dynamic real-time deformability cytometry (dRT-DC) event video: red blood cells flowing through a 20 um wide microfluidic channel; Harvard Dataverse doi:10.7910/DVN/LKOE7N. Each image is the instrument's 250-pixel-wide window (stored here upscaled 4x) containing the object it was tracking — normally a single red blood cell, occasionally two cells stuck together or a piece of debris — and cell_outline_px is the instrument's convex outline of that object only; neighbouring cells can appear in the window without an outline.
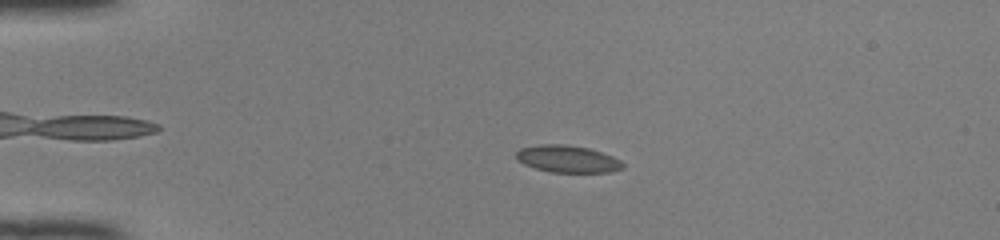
{"species": "common noctule bat (a hibernating species)", "species_latin": "Nyctalus noctula", "temperature_condition": "room temperature", "stored_images_in_passage": 49, "camera_frame_rate_fps": 3000, "um_per_image_px": 0.085, "animal": {"sex": "female", "body_mass_g": 22.0, "forearm_length_mm": 56.7}, "frame": {"image": 1, "passage_image": 11, "time_ms": 3.333, "image_size_px": [1000, 240], "cell_outline_px": [[624, 168], [608, 172], [552, 172], [536, 168], [524, 164], [516, 160], [516, 152], [520, 148], [540, 144], [560, 144], [588, 148], [612, 156], [620, 160], [624, 164]], "centroid_in_image_um": [48.22, 13.51], "position_along_channel_um": 36.8, "area_um2": 16.7}}
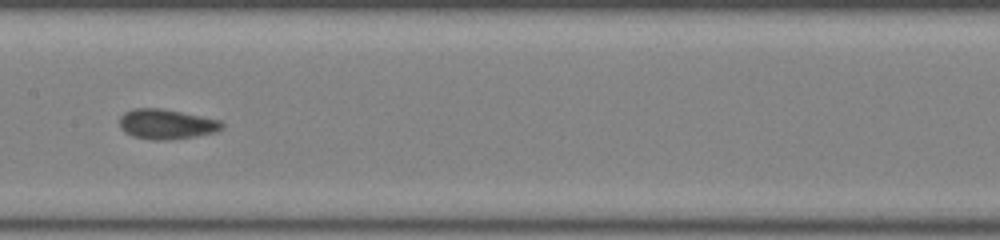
{"frame": {"image": 2, "passage_image": 26, "time_ms": 8.333, "image_size_px": [1000, 240], "cell_outline_px": [[224, 128], [216, 132], [196, 136], [164, 140], [152, 140], [132, 136], [124, 132], [120, 128], [120, 116], [124, 112], [132, 108], [160, 108], [220, 120], [224, 124]], "centroid_in_image_um": [14.13, 10.55], "position_along_channel_um": 193.3, "area_um2": 17.92}}
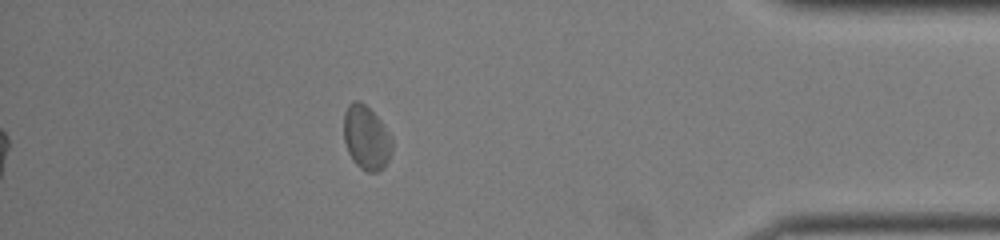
{"frame": {"image": 3, "passage_image": 44, "time_ms": 14.333, "image_size_px": [1000, 240], "cell_outline_px": [[392, 148], [388, 160], [384, 168], [376, 172], [368, 172], [360, 168], [352, 160], [348, 152], [344, 140], [344, 112], [348, 104], [352, 100], [360, 100], [380, 120], [392, 140]], "centroid_in_image_um": [31.11, 11.71], "position_along_channel_um": 404.1, "area_um2": 17.98}, "authors_computed_cell_mechanics": {"area_um2": 17.2244, "velocity_mm_per_s": 4.0849, "shape_relaxation_time_tau1_ms": null, "shape_relaxation_time_tau2_ms": 1.4014, "deformation_change_tau1": null, "deformation_change_tau2": 0.0711}}